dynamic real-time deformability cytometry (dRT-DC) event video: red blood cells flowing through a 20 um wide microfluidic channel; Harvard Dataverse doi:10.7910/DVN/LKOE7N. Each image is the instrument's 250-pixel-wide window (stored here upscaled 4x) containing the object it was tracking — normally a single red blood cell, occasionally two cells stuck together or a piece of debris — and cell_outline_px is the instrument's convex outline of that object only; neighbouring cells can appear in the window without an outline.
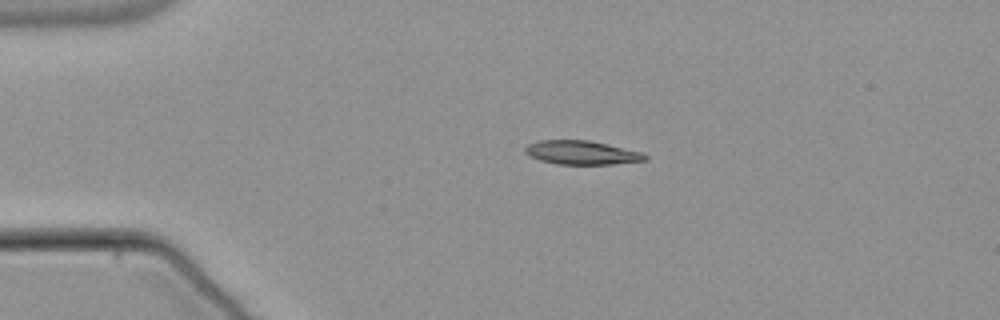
{"species": "common noctule bat (a hibernating species)", "species_latin": "Nyctalus noctula", "temperature_condition": "warm", "stored_images_in_passage": 43, "camera_frame_rate_fps": 3000, "um_per_image_px": 0.085, "animal": {"sex": "male", "body_mass_g": 21.5, "forearm_length_mm": 52.0}, "frame": {"image": 1, "passage_image": 1, "time_ms": 0.0, "image_size_px": [1000, 320], "cell_outline_px": [[648, 160], [612, 164], [556, 164], [540, 160], [524, 152], [524, 148], [528, 144], [540, 140], [588, 140], [608, 144], [644, 152], [648, 156]], "centroid_in_image_um": [49.49, 12.97], "position_along_channel_um": 35.5, "area_um2": 16.7}}
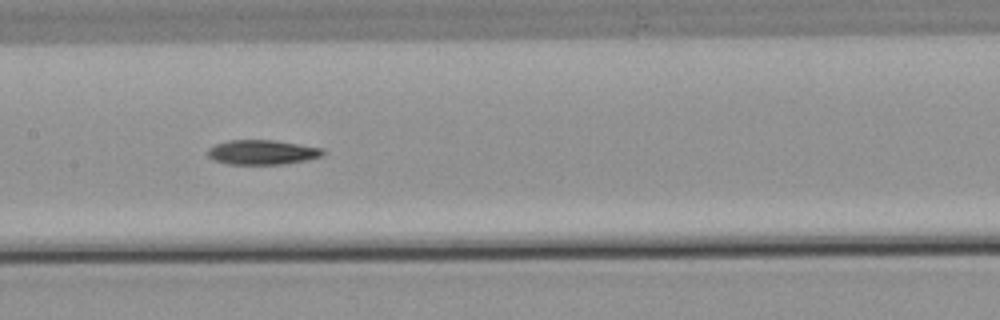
{"frame": {"image": 2, "passage_image": 16, "time_ms": 5.0, "image_size_px": [1000, 320], "cell_outline_px": [[324, 156], [308, 160], [284, 164], [228, 164], [212, 160], [208, 156], [208, 148], [216, 144], [228, 140], [276, 140], [324, 148]], "centroid_in_image_um": [22.32, 12.94], "position_along_channel_um": 185.1, "area_um2": 16.76}}
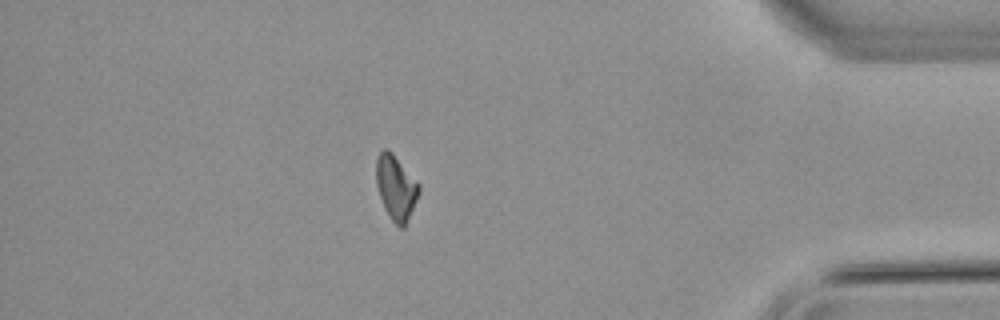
{"frame": {"image": 3, "passage_image": 36, "time_ms": 11.667, "image_size_px": [1000, 320], "cell_outline_px": [[420, 192], [408, 220], [404, 228], [400, 228], [388, 216], [384, 208], [376, 184], [376, 156], [384, 148], [388, 148], [392, 152], [420, 184]], "centroid_in_image_um": [33.65, 15.93], "position_along_channel_um": 401.5, "area_um2": 16.24}, "authors_computed_cell_mechanics": {"area_um2": 16.5886, "velocity_mm_per_s": 3.8426, "shape_relaxation_time_tau1_ms": 3.7248, "shape_relaxation_time_tau2_ms": null, "deformation_change_tau1": 0.1426, "deformation_change_tau2": null}}